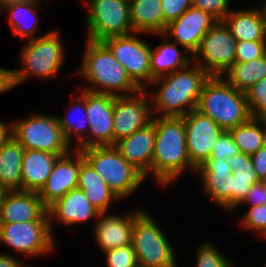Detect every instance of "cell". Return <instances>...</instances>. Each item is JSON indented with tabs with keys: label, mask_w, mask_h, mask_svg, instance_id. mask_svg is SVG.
Masks as SVG:
<instances>
[{
	"label": "cell",
	"mask_w": 266,
	"mask_h": 267,
	"mask_svg": "<svg viewBox=\"0 0 266 267\" xmlns=\"http://www.w3.org/2000/svg\"><path fill=\"white\" fill-rule=\"evenodd\" d=\"M154 144L155 125L151 122L130 136L120 139L114 146L145 178L151 169Z\"/></svg>",
	"instance_id": "cell-21"
},
{
	"label": "cell",
	"mask_w": 266,
	"mask_h": 267,
	"mask_svg": "<svg viewBox=\"0 0 266 267\" xmlns=\"http://www.w3.org/2000/svg\"><path fill=\"white\" fill-rule=\"evenodd\" d=\"M12 137V123L5 124L0 120V148Z\"/></svg>",
	"instance_id": "cell-46"
},
{
	"label": "cell",
	"mask_w": 266,
	"mask_h": 267,
	"mask_svg": "<svg viewBox=\"0 0 266 267\" xmlns=\"http://www.w3.org/2000/svg\"><path fill=\"white\" fill-rule=\"evenodd\" d=\"M11 254H1L0 253V267H19L22 262L20 263L15 256Z\"/></svg>",
	"instance_id": "cell-47"
},
{
	"label": "cell",
	"mask_w": 266,
	"mask_h": 267,
	"mask_svg": "<svg viewBox=\"0 0 266 267\" xmlns=\"http://www.w3.org/2000/svg\"><path fill=\"white\" fill-rule=\"evenodd\" d=\"M226 180V211H234L244 200L253 184L260 182L259 178H243L233 176L225 177Z\"/></svg>",
	"instance_id": "cell-33"
},
{
	"label": "cell",
	"mask_w": 266,
	"mask_h": 267,
	"mask_svg": "<svg viewBox=\"0 0 266 267\" xmlns=\"http://www.w3.org/2000/svg\"><path fill=\"white\" fill-rule=\"evenodd\" d=\"M88 8L86 24L90 41L134 34L130 22L129 0H84Z\"/></svg>",
	"instance_id": "cell-9"
},
{
	"label": "cell",
	"mask_w": 266,
	"mask_h": 267,
	"mask_svg": "<svg viewBox=\"0 0 266 267\" xmlns=\"http://www.w3.org/2000/svg\"><path fill=\"white\" fill-rule=\"evenodd\" d=\"M59 156L45 151L25 149L22 160L21 190L39 193Z\"/></svg>",
	"instance_id": "cell-22"
},
{
	"label": "cell",
	"mask_w": 266,
	"mask_h": 267,
	"mask_svg": "<svg viewBox=\"0 0 266 267\" xmlns=\"http://www.w3.org/2000/svg\"><path fill=\"white\" fill-rule=\"evenodd\" d=\"M24 150L13 137L0 148V183L9 191L21 190Z\"/></svg>",
	"instance_id": "cell-29"
},
{
	"label": "cell",
	"mask_w": 266,
	"mask_h": 267,
	"mask_svg": "<svg viewBox=\"0 0 266 267\" xmlns=\"http://www.w3.org/2000/svg\"><path fill=\"white\" fill-rule=\"evenodd\" d=\"M243 202L244 204L250 203V207L266 204V183L264 181H260L253 184L241 203Z\"/></svg>",
	"instance_id": "cell-43"
},
{
	"label": "cell",
	"mask_w": 266,
	"mask_h": 267,
	"mask_svg": "<svg viewBox=\"0 0 266 267\" xmlns=\"http://www.w3.org/2000/svg\"><path fill=\"white\" fill-rule=\"evenodd\" d=\"M77 188L84 192L89 202L100 213H107L110 204L120 200L109 188L103 177L84 159L82 152Z\"/></svg>",
	"instance_id": "cell-23"
},
{
	"label": "cell",
	"mask_w": 266,
	"mask_h": 267,
	"mask_svg": "<svg viewBox=\"0 0 266 267\" xmlns=\"http://www.w3.org/2000/svg\"><path fill=\"white\" fill-rule=\"evenodd\" d=\"M49 221L47 208L37 192L9 191L0 206V223Z\"/></svg>",
	"instance_id": "cell-18"
},
{
	"label": "cell",
	"mask_w": 266,
	"mask_h": 267,
	"mask_svg": "<svg viewBox=\"0 0 266 267\" xmlns=\"http://www.w3.org/2000/svg\"><path fill=\"white\" fill-rule=\"evenodd\" d=\"M38 2L40 0H7L0 3V9L3 8L9 15L8 21L14 36L18 35L21 39L23 37L28 40L37 38L34 35L39 23L34 15L37 14Z\"/></svg>",
	"instance_id": "cell-27"
},
{
	"label": "cell",
	"mask_w": 266,
	"mask_h": 267,
	"mask_svg": "<svg viewBox=\"0 0 266 267\" xmlns=\"http://www.w3.org/2000/svg\"><path fill=\"white\" fill-rule=\"evenodd\" d=\"M215 247L211 242L201 243L195 267H234L233 260H227Z\"/></svg>",
	"instance_id": "cell-34"
},
{
	"label": "cell",
	"mask_w": 266,
	"mask_h": 267,
	"mask_svg": "<svg viewBox=\"0 0 266 267\" xmlns=\"http://www.w3.org/2000/svg\"><path fill=\"white\" fill-rule=\"evenodd\" d=\"M135 35L115 36L101 41L125 68L132 81L141 89L151 83V47ZM144 83V84H143Z\"/></svg>",
	"instance_id": "cell-12"
},
{
	"label": "cell",
	"mask_w": 266,
	"mask_h": 267,
	"mask_svg": "<svg viewBox=\"0 0 266 267\" xmlns=\"http://www.w3.org/2000/svg\"><path fill=\"white\" fill-rule=\"evenodd\" d=\"M85 45L79 74L94 86L82 89L113 96H129L141 90L102 42L87 40Z\"/></svg>",
	"instance_id": "cell-3"
},
{
	"label": "cell",
	"mask_w": 266,
	"mask_h": 267,
	"mask_svg": "<svg viewBox=\"0 0 266 267\" xmlns=\"http://www.w3.org/2000/svg\"><path fill=\"white\" fill-rule=\"evenodd\" d=\"M19 267H31V266H26V265H23V264H21Z\"/></svg>",
	"instance_id": "cell-50"
},
{
	"label": "cell",
	"mask_w": 266,
	"mask_h": 267,
	"mask_svg": "<svg viewBox=\"0 0 266 267\" xmlns=\"http://www.w3.org/2000/svg\"><path fill=\"white\" fill-rule=\"evenodd\" d=\"M8 192L9 190L0 183V206L4 202V199L6 195L8 194Z\"/></svg>",
	"instance_id": "cell-49"
},
{
	"label": "cell",
	"mask_w": 266,
	"mask_h": 267,
	"mask_svg": "<svg viewBox=\"0 0 266 267\" xmlns=\"http://www.w3.org/2000/svg\"><path fill=\"white\" fill-rule=\"evenodd\" d=\"M13 87L12 70L0 67V93L11 90Z\"/></svg>",
	"instance_id": "cell-45"
},
{
	"label": "cell",
	"mask_w": 266,
	"mask_h": 267,
	"mask_svg": "<svg viewBox=\"0 0 266 267\" xmlns=\"http://www.w3.org/2000/svg\"><path fill=\"white\" fill-rule=\"evenodd\" d=\"M242 218L241 224L244 229L255 230L266 239V204L249 207Z\"/></svg>",
	"instance_id": "cell-37"
},
{
	"label": "cell",
	"mask_w": 266,
	"mask_h": 267,
	"mask_svg": "<svg viewBox=\"0 0 266 267\" xmlns=\"http://www.w3.org/2000/svg\"><path fill=\"white\" fill-rule=\"evenodd\" d=\"M224 79L235 89L246 92L266 77V55L247 62H235L224 74Z\"/></svg>",
	"instance_id": "cell-31"
},
{
	"label": "cell",
	"mask_w": 266,
	"mask_h": 267,
	"mask_svg": "<svg viewBox=\"0 0 266 267\" xmlns=\"http://www.w3.org/2000/svg\"><path fill=\"white\" fill-rule=\"evenodd\" d=\"M253 166L260 181L266 180V144L251 155Z\"/></svg>",
	"instance_id": "cell-44"
},
{
	"label": "cell",
	"mask_w": 266,
	"mask_h": 267,
	"mask_svg": "<svg viewBox=\"0 0 266 267\" xmlns=\"http://www.w3.org/2000/svg\"><path fill=\"white\" fill-rule=\"evenodd\" d=\"M252 117L266 118V77L245 92Z\"/></svg>",
	"instance_id": "cell-35"
},
{
	"label": "cell",
	"mask_w": 266,
	"mask_h": 267,
	"mask_svg": "<svg viewBox=\"0 0 266 267\" xmlns=\"http://www.w3.org/2000/svg\"><path fill=\"white\" fill-rule=\"evenodd\" d=\"M200 174L205 193L216 205L226 211V180L232 174L230 164L226 159H207L197 169Z\"/></svg>",
	"instance_id": "cell-24"
},
{
	"label": "cell",
	"mask_w": 266,
	"mask_h": 267,
	"mask_svg": "<svg viewBox=\"0 0 266 267\" xmlns=\"http://www.w3.org/2000/svg\"><path fill=\"white\" fill-rule=\"evenodd\" d=\"M226 161L230 164L233 176L243 178H258L250 155L239 152Z\"/></svg>",
	"instance_id": "cell-39"
},
{
	"label": "cell",
	"mask_w": 266,
	"mask_h": 267,
	"mask_svg": "<svg viewBox=\"0 0 266 267\" xmlns=\"http://www.w3.org/2000/svg\"><path fill=\"white\" fill-rule=\"evenodd\" d=\"M107 267H139L134 248L131 244L103 252Z\"/></svg>",
	"instance_id": "cell-36"
},
{
	"label": "cell",
	"mask_w": 266,
	"mask_h": 267,
	"mask_svg": "<svg viewBox=\"0 0 266 267\" xmlns=\"http://www.w3.org/2000/svg\"><path fill=\"white\" fill-rule=\"evenodd\" d=\"M217 22L211 14L191 6L179 18L169 22L163 34L170 35L193 56L202 38Z\"/></svg>",
	"instance_id": "cell-16"
},
{
	"label": "cell",
	"mask_w": 266,
	"mask_h": 267,
	"mask_svg": "<svg viewBox=\"0 0 266 267\" xmlns=\"http://www.w3.org/2000/svg\"><path fill=\"white\" fill-rule=\"evenodd\" d=\"M143 211L137 209L123 217L111 213L105 216L106 213H100L94 229L95 241L100 250L105 252L131 244L134 221Z\"/></svg>",
	"instance_id": "cell-19"
},
{
	"label": "cell",
	"mask_w": 266,
	"mask_h": 267,
	"mask_svg": "<svg viewBox=\"0 0 266 267\" xmlns=\"http://www.w3.org/2000/svg\"><path fill=\"white\" fill-rule=\"evenodd\" d=\"M236 44L229 29L218 21L202 38L192 61L210 76H223L235 63Z\"/></svg>",
	"instance_id": "cell-10"
},
{
	"label": "cell",
	"mask_w": 266,
	"mask_h": 267,
	"mask_svg": "<svg viewBox=\"0 0 266 267\" xmlns=\"http://www.w3.org/2000/svg\"><path fill=\"white\" fill-rule=\"evenodd\" d=\"M70 150L67 154L59 156L45 185L40 190L39 197L48 209L57 200L66 195L70 190L77 188L78 176L81 166V150ZM74 157V158H73Z\"/></svg>",
	"instance_id": "cell-17"
},
{
	"label": "cell",
	"mask_w": 266,
	"mask_h": 267,
	"mask_svg": "<svg viewBox=\"0 0 266 267\" xmlns=\"http://www.w3.org/2000/svg\"><path fill=\"white\" fill-rule=\"evenodd\" d=\"M50 221L0 223V242L27 256H43L54 247Z\"/></svg>",
	"instance_id": "cell-11"
},
{
	"label": "cell",
	"mask_w": 266,
	"mask_h": 267,
	"mask_svg": "<svg viewBox=\"0 0 266 267\" xmlns=\"http://www.w3.org/2000/svg\"><path fill=\"white\" fill-rule=\"evenodd\" d=\"M261 6L262 7L260 9L258 8V10L260 11L262 22L266 32V0L263 1V4Z\"/></svg>",
	"instance_id": "cell-48"
},
{
	"label": "cell",
	"mask_w": 266,
	"mask_h": 267,
	"mask_svg": "<svg viewBox=\"0 0 266 267\" xmlns=\"http://www.w3.org/2000/svg\"><path fill=\"white\" fill-rule=\"evenodd\" d=\"M210 75L199 65L185 67L154 79L160 84L151 101L152 113L160 117H183L197 109L202 87Z\"/></svg>",
	"instance_id": "cell-2"
},
{
	"label": "cell",
	"mask_w": 266,
	"mask_h": 267,
	"mask_svg": "<svg viewBox=\"0 0 266 267\" xmlns=\"http://www.w3.org/2000/svg\"><path fill=\"white\" fill-rule=\"evenodd\" d=\"M182 118L185 123L188 156L191 164L197 169L210 158L214 144L224 130L197 109Z\"/></svg>",
	"instance_id": "cell-15"
},
{
	"label": "cell",
	"mask_w": 266,
	"mask_h": 267,
	"mask_svg": "<svg viewBox=\"0 0 266 267\" xmlns=\"http://www.w3.org/2000/svg\"><path fill=\"white\" fill-rule=\"evenodd\" d=\"M222 22L237 42L266 41V32L258 8L231 10Z\"/></svg>",
	"instance_id": "cell-25"
},
{
	"label": "cell",
	"mask_w": 266,
	"mask_h": 267,
	"mask_svg": "<svg viewBox=\"0 0 266 267\" xmlns=\"http://www.w3.org/2000/svg\"><path fill=\"white\" fill-rule=\"evenodd\" d=\"M229 0H192V7L211 14L218 21H222L230 12Z\"/></svg>",
	"instance_id": "cell-41"
},
{
	"label": "cell",
	"mask_w": 266,
	"mask_h": 267,
	"mask_svg": "<svg viewBox=\"0 0 266 267\" xmlns=\"http://www.w3.org/2000/svg\"><path fill=\"white\" fill-rule=\"evenodd\" d=\"M12 137L24 149L40 150L60 156L70 151L58 119L54 115L32 114L12 122Z\"/></svg>",
	"instance_id": "cell-8"
},
{
	"label": "cell",
	"mask_w": 266,
	"mask_h": 267,
	"mask_svg": "<svg viewBox=\"0 0 266 267\" xmlns=\"http://www.w3.org/2000/svg\"><path fill=\"white\" fill-rule=\"evenodd\" d=\"M197 110L226 131L252 117L245 93L232 87L223 76H210L205 81Z\"/></svg>",
	"instance_id": "cell-4"
},
{
	"label": "cell",
	"mask_w": 266,
	"mask_h": 267,
	"mask_svg": "<svg viewBox=\"0 0 266 267\" xmlns=\"http://www.w3.org/2000/svg\"><path fill=\"white\" fill-rule=\"evenodd\" d=\"M146 90L129 96H115L113 133L114 145L120 139L130 136L135 131L144 128L152 122L153 113L151 97H147Z\"/></svg>",
	"instance_id": "cell-14"
},
{
	"label": "cell",
	"mask_w": 266,
	"mask_h": 267,
	"mask_svg": "<svg viewBox=\"0 0 266 267\" xmlns=\"http://www.w3.org/2000/svg\"><path fill=\"white\" fill-rule=\"evenodd\" d=\"M239 147L235 144L229 131L224 130L214 144L209 159H227L239 153Z\"/></svg>",
	"instance_id": "cell-40"
},
{
	"label": "cell",
	"mask_w": 266,
	"mask_h": 267,
	"mask_svg": "<svg viewBox=\"0 0 266 267\" xmlns=\"http://www.w3.org/2000/svg\"><path fill=\"white\" fill-rule=\"evenodd\" d=\"M58 30L49 31L37 38L27 40L21 50L22 69L12 70L13 87L18 86L30 76L42 80L55 76L64 64L65 52L60 42Z\"/></svg>",
	"instance_id": "cell-5"
},
{
	"label": "cell",
	"mask_w": 266,
	"mask_h": 267,
	"mask_svg": "<svg viewBox=\"0 0 266 267\" xmlns=\"http://www.w3.org/2000/svg\"><path fill=\"white\" fill-rule=\"evenodd\" d=\"M192 6V0H162L164 31L169 22L179 18Z\"/></svg>",
	"instance_id": "cell-42"
},
{
	"label": "cell",
	"mask_w": 266,
	"mask_h": 267,
	"mask_svg": "<svg viewBox=\"0 0 266 267\" xmlns=\"http://www.w3.org/2000/svg\"><path fill=\"white\" fill-rule=\"evenodd\" d=\"M47 211L52 234H54L52 223L55 220L69 226L75 223H84L92 218H98L100 215V212L89 202L84 192L79 188L70 190L51 205Z\"/></svg>",
	"instance_id": "cell-20"
},
{
	"label": "cell",
	"mask_w": 266,
	"mask_h": 267,
	"mask_svg": "<svg viewBox=\"0 0 266 267\" xmlns=\"http://www.w3.org/2000/svg\"><path fill=\"white\" fill-rule=\"evenodd\" d=\"M81 152L119 199L134 193L145 179L115 146H93Z\"/></svg>",
	"instance_id": "cell-6"
},
{
	"label": "cell",
	"mask_w": 266,
	"mask_h": 267,
	"mask_svg": "<svg viewBox=\"0 0 266 267\" xmlns=\"http://www.w3.org/2000/svg\"><path fill=\"white\" fill-rule=\"evenodd\" d=\"M131 245L139 267H176L171 244L148 212L135 219Z\"/></svg>",
	"instance_id": "cell-7"
},
{
	"label": "cell",
	"mask_w": 266,
	"mask_h": 267,
	"mask_svg": "<svg viewBox=\"0 0 266 267\" xmlns=\"http://www.w3.org/2000/svg\"><path fill=\"white\" fill-rule=\"evenodd\" d=\"M114 98L110 94L86 91V114L89 121L88 135L76 146L82 150L93 146H114Z\"/></svg>",
	"instance_id": "cell-13"
},
{
	"label": "cell",
	"mask_w": 266,
	"mask_h": 267,
	"mask_svg": "<svg viewBox=\"0 0 266 267\" xmlns=\"http://www.w3.org/2000/svg\"><path fill=\"white\" fill-rule=\"evenodd\" d=\"M79 95L74 99L75 103L73 101V103H71L72 106L69 107V110L72 111V113L69 111L71 115L68 114L66 117L56 116L66 142L71 145L72 140L76 135L77 139L75 141H77V146L85 139V135H83V133L84 131L86 132V130L88 132L89 128V121L86 114V90L81 89V93ZM79 109L82 110V112L80 111L82 115H80L83 117L80 116L79 119L77 117V119L70 117L73 116V111L76 110L75 113H77L79 112ZM73 135L74 137H72Z\"/></svg>",
	"instance_id": "cell-32"
},
{
	"label": "cell",
	"mask_w": 266,
	"mask_h": 267,
	"mask_svg": "<svg viewBox=\"0 0 266 267\" xmlns=\"http://www.w3.org/2000/svg\"><path fill=\"white\" fill-rule=\"evenodd\" d=\"M266 55V41H239L236 44L235 62H247Z\"/></svg>",
	"instance_id": "cell-38"
},
{
	"label": "cell",
	"mask_w": 266,
	"mask_h": 267,
	"mask_svg": "<svg viewBox=\"0 0 266 267\" xmlns=\"http://www.w3.org/2000/svg\"><path fill=\"white\" fill-rule=\"evenodd\" d=\"M152 122L155 144L149 174H153L155 182L162 186L170 184L186 171L185 168L196 173L187 152L183 118L153 116Z\"/></svg>",
	"instance_id": "cell-1"
},
{
	"label": "cell",
	"mask_w": 266,
	"mask_h": 267,
	"mask_svg": "<svg viewBox=\"0 0 266 267\" xmlns=\"http://www.w3.org/2000/svg\"><path fill=\"white\" fill-rule=\"evenodd\" d=\"M130 22L133 32L163 35L162 0H129Z\"/></svg>",
	"instance_id": "cell-26"
},
{
	"label": "cell",
	"mask_w": 266,
	"mask_h": 267,
	"mask_svg": "<svg viewBox=\"0 0 266 267\" xmlns=\"http://www.w3.org/2000/svg\"><path fill=\"white\" fill-rule=\"evenodd\" d=\"M169 39L164 37L161 45L155 49L151 47L150 53V71L151 82L159 77L169 75L177 70L189 66L192 61V56H181L178 50L177 43H168Z\"/></svg>",
	"instance_id": "cell-28"
},
{
	"label": "cell",
	"mask_w": 266,
	"mask_h": 267,
	"mask_svg": "<svg viewBox=\"0 0 266 267\" xmlns=\"http://www.w3.org/2000/svg\"><path fill=\"white\" fill-rule=\"evenodd\" d=\"M228 131L240 152L247 155L251 156L266 144V118L251 117Z\"/></svg>",
	"instance_id": "cell-30"
}]
</instances>
